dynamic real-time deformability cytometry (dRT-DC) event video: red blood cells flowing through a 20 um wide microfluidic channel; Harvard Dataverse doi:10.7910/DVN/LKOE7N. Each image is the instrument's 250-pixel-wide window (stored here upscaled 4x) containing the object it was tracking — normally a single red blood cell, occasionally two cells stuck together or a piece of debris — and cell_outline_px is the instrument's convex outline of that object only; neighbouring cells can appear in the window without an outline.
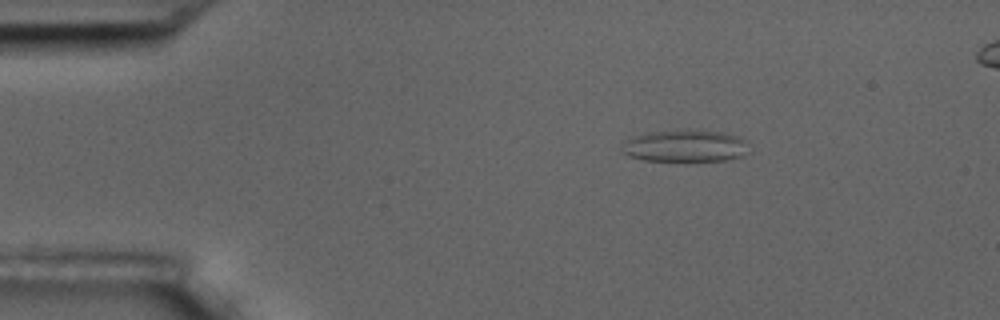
{"species": "common noctule bat (a hibernating species)", "species_latin": "Nyctalus noctula", "temperature_condition": "room temperature", "stored_images_in_passage": 8, "camera_frame_rate_fps": 3000, "um_per_image_px": 0.085, "animal": {"sex": "male", "body_mass_g": 17.5, "forearm_length_mm": 52.3}, "frame": {"image": 1, "passage_image": 3, "time_ms": 2.333, "image_size_px": [1000, 320], "cell_outline_px": [[752, 152], [728, 160], [684, 164], [644, 160], [628, 156], [620, 152], [620, 148], [624, 140], [632, 136], [644, 132], [688, 128], [724, 132], [740, 136], [748, 140]], "centroid_in_image_um": [58.26, 12.42], "position_along_channel_um": 26.7, "area_um2": 25.95}}
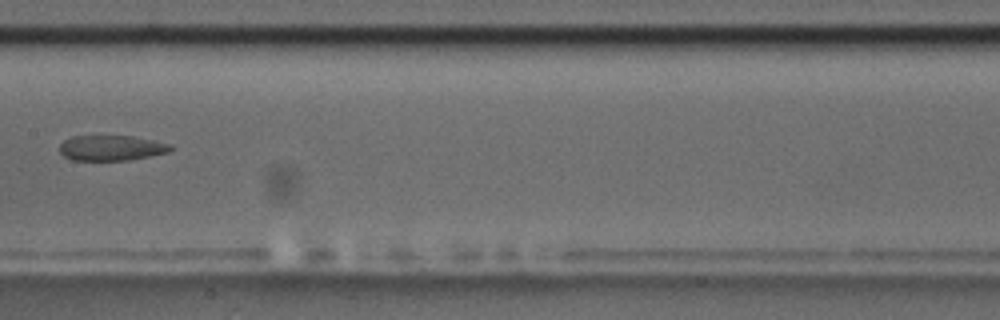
{"frame": {"image": 2, "passage_image": 8, "time_ms": 9.0, "image_size_px": [1000, 320], "cell_outline_px": [[172, 148], [168, 152], [152, 156], [128, 160], [72, 160], [64, 156], [60, 152], [60, 144], [64, 140], [72, 136], [132, 136], [172, 144]], "centroid_in_image_um": [9.47, 12.57], "position_along_channel_um": 197.9, "area_um2": 16.36}}